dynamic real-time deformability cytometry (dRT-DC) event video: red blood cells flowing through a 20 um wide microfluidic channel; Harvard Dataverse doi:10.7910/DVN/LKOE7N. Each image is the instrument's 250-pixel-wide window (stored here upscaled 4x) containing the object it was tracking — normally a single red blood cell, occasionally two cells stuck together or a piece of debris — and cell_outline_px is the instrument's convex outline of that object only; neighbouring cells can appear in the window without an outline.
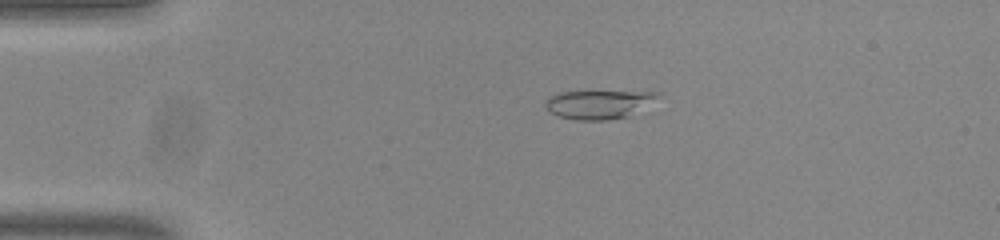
{"species": "common noctule bat (a hibernating species)", "species_latin": "Nyctalus noctula", "temperature_condition": "room temperature", "stored_images_in_passage": 7, "camera_frame_rate_fps": 3000, "um_per_image_px": 0.085, "animal": {"sex": "male", "body_mass_g": 20.0, "forearm_length_mm": 53.3}, "frame": {"image": 1, "passage_image": 1, "time_ms": 0.0, "image_size_px": [1000, 240], "cell_outline_px": [[660, 96], [628, 116], [608, 120], [576, 120], [560, 116], [548, 112], [544, 104], [552, 96], [560, 92], [660, 92]], "centroid_in_image_um": [50.85, 8.88], "position_along_channel_um": 34.2, "area_um2": 18.26}}